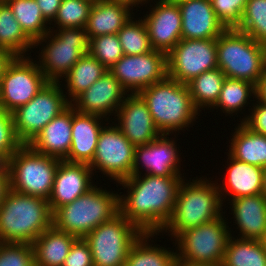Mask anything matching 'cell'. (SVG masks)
<instances>
[{
    "instance_id": "1",
    "label": "cell",
    "mask_w": 266,
    "mask_h": 266,
    "mask_svg": "<svg viewBox=\"0 0 266 266\" xmlns=\"http://www.w3.org/2000/svg\"><path fill=\"white\" fill-rule=\"evenodd\" d=\"M183 180L184 176L131 175L118 183L128 189L127 195L119 196L120 213L143 233H160L171 218Z\"/></svg>"
},
{
    "instance_id": "2",
    "label": "cell",
    "mask_w": 266,
    "mask_h": 266,
    "mask_svg": "<svg viewBox=\"0 0 266 266\" xmlns=\"http://www.w3.org/2000/svg\"><path fill=\"white\" fill-rule=\"evenodd\" d=\"M52 226L48 200L9 189L0 205V242L32 244Z\"/></svg>"
},
{
    "instance_id": "3",
    "label": "cell",
    "mask_w": 266,
    "mask_h": 266,
    "mask_svg": "<svg viewBox=\"0 0 266 266\" xmlns=\"http://www.w3.org/2000/svg\"><path fill=\"white\" fill-rule=\"evenodd\" d=\"M196 178L192 182L191 179L181 182L171 218L160 233L169 231V236L176 238L186 229L211 222L225 213L218 182L204 177Z\"/></svg>"
},
{
    "instance_id": "4",
    "label": "cell",
    "mask_w": 266,
    "mask_h": 266,
    "mask_svg": "<svg viewBox=\"0 0 266 266\" xmlns=\"http://www.w3.org/2000/svg\"><path fill=\"white\" fill-rule=\"evenodd\" d=\"M138 94L146 102L154 124L161 134L170 135L177 131L179 133V130L190 127L198 118L196 116L200 115L187 85L168 76Z\"/></svg>"
},
{
    "instance_id": "5",
    "label": "cell",
    "mask_w": 266,
    "mask_h": 266,
    "mask_svg": "<svg viewBox=\"0 0 266 266\" xmlns=\"http://www.w3.org/2000/svg\"><path fill=\"white\" fill-rule=\"evenodd\" d=\"M119 196L95 185L73 202L58 208L53 213V226L77 238H84L120 212Z\"/></svg>"
},
{
    "instance_id": "6",
    "label": "cell",
    "mask_w": 266,
    "mask_h": 266,
    "mask_svg": "<svg viewBox=\"0 0 266 266\" xmlns=\"http://www.w3.org/2000/svg\"><path fill=\"white\" fill-rule=\"evenodd\" d=\"M217 64L226 77L258 83L264 74L263 44L236 28L217 37Z\"/></svg>"
},
{
    "instance_id": "7",
    "label": "cell",
    "mask_w": 266,
    "mask_h": 266,
    "mask_svg": "<svg viewBox=\"0 0 266 266\" xmlns=\"http://www.w3.org/2000/svg\"><path fill=\"white\" fill-rule=\"evenodd\" d=\"M50 28L53 29L34 42V47L42 44L41 49L43 48L37 63L49 82L62 83L60 80L88 53L89 39L82 28Z\"/></svg>"
},
{
    "instance_id": "8",
    "label": "cell",
    "mask_w": 266,
    "mask_h": 266,
    "mask_svg": "<svg viewBox=\"0 0 266 266\" xmlns=\"http://www.w3.org/2000/svg\"><path fill=\"white\" fill-rule=\"evenodd\" d=\"M60 159L36 152L23 144L9 158L10 189L48 200Z\"/></svg>"
},
{
    "instance_id": "9",
    "label": "cell",
    "mask_w": 266,
    "mask_h": 266,
    "mask_svg": "<svg viewBox=\"0 0 266 266\" xmlns=\"http://www.w3.org/2000/svg\"><path fill=\"white\" fill-rule=\"evenodd\" d=\"M224 218L222 215L211 222L181 232L174 240L178 246L177 261L213 266L221 264L232 235Z\"/></svg>"
},
{
    "instance_id": "10",
    "label": "cell",
    "mask_w": 266,
    "mask_h": 266,
    "mask_svg": "<svg viewBox=\"0 0 266 266\" xmlns=\"http://www.w3.org/2000/svg\"><path fill=\"white\" fill-rule=\"evenodd\" d=\"M142 234L119 212L84 239L90 246L94 266H125L130 248Z\"/></svg>"
},
{
    "instance_id": "11",
    "label": "cell",
    "mask_w": 266,
    "mask_h": 266,
    "mask_svg": "<svg viewBox=\"0 0 266 266\" xmlns=\"http://www.w3.org/2000/svg\"><path fill=\"white\" fill-rule=\"evenodd\" d=\"M60 82H48L28 103L12 112L14 129L22 144H29L37 134L71 103Z\"/></svg>"
},
{
    "instance_id": "12",
    "label": "cell",
    "mask_w": 266,
    "mask_h": 266,
    "mask_svg": "<svg viewBox=\"0 0 266 266\" xmlns=\"http://www.w3.org/2000/svg\"><path fill=\"white\" fill-rule=\"evenodd\" d=\"M48 82L30 56H16L0 82V107L14 112L28 103Z\"/></svg>"
},
{
    "instance_id": "13",
    "label": "cell",
    "mask_w": 266,
    "mask_h": 266,
    "mask_svg": "<svg viewBox=\"0 0 266 266\" xmlns=\"http://www.w3.org/2000/svg\"><path fill=\"white\" fill-rule=\"evenodd\" d=\"M216 68L217 38L181 39L167 54V75L182 84Z\"/></svg>"
},
{
    "instance_id": "14",
    "label": "cell",
    "mask_w": 266,
    "mask_h": 266,
    "mask_svg": "<svg viewBox=\"0 0 266 266\" xmlns=\"http://www.w3.org/2000/svg\"><path fill=\"white\" fill-rule=\"evenodd\" d=\"M135 147L116 123L114 126L104 125L98 137L94 158L89 166L93 173L99 170L109 179L119 183L132 175Z\"/></svg>"
},
{
    "instance_id": "15",
    "label": "cell",
    "mask_w": 266,
    "mask_h": 266,
    "mask_svg": "<svg viewBox=\"0 0 266 266\" xmlns=\"http://www.w3.org/2000/svg\"><path fill=\"white\" fill-rule=\"evenodd\" d=\"M108 71L129 94H137L168 76L167 54L153 49L140 55H124Z\"/></svg>"
},
{
    "instance_id": "16",
    "label": "cell",
    "mask_w": 266,
    "mask_h": 266,
    "mask_svg": "<svg viewBox=\"0 0 266 266\" xmlns=\"http://www.w3.org/2000/svg\"><path fill=\"white\" fill-rule=\"evenodd\" d=\"M168 136L169 134H161L152 142L135 147L132 175H141L140 169L143 167L146 171L144 174L147 175L182 176L179 166L182 160L179 157L177 140Z\"/></svg>"
},
{
    "instance_id": "17",
    "label": "cell",
    "mask_w": 266,
    "mask_h": 266,
    "mask_svg": "<svg viewBox=\"0 0 266 266\" xmlns=\"http://www.w3.org/2000/svg\"><path fill=\"white\" fill-rule=\"evenodd\" d=\"M143 17L152 49L168 54L182 39V15L175 0H158Z\"/></svg>"
},
{
    "instance_id": "18",
    "label": "cell",
    "mask_w": 266,
    "mask_h": 266,
    "mask_svg": "<svg viewBox=\"0 0 266 266\" xmlns=\"http://www.w3.org/2000/svg\"><path fill=\"white\" fill-rule=\"evenodd\" d=\"M127 93L119 81L107 71L80 94L71 105L77 112L99 115L106 118L104 121H108V119L110 120L109 116L113 114L116 116L118 108L126 98L125 95H128Z\"/></svg>"
},
{
    "instance_id": "19",
    "label": "cell",
    "mask_w": 266,
    "mask_h": 266,
    "mask_svg": "<svg viewBox=\"0 0 266 266\" xmlns=\"http://www.w3.org/2000/svg\"><path fill=\"white\" fill-rule=\"evenodd\" d=\"M116 114V125L135 146L152 142L161 135L146 102L138 93L126 95Z\"/></svg>"
},
{
    "instance_id": "20",
    "label": "cell",
    "mask_w": 266,
    "mask_h": 266,
    "mask_svg": "<svg viewBox=\"0 0 266 266\" xmlns=\"http://www.w3.org/2000/svg\"><path fill=\"white\" fill-rule=\"evenodd\" d=\"M93 174L88 164L60 160L48 199L52 213L93 188Z\"/></svg>"
},
{
    "instance_id": "21",
    "label": "cell",
    "mask_w": 266,
    "mask_h": 266,
    "mask_svg": "<svg viewBox=\"0 0 266 266\" xmlns=\"http://www.w3.org/2000/svg\"><path fill=\"white\" fill-rule=\"evenodd\" d=\"M182 15V39L217 38L226 28L218 20L211 0H175Z\"/></svg>"
},
{
    "instance_id": "22",
    "label": "cell",
    "mask_w": 266,
    "mask_h": 266,
    "mask_svg": "<svg viewBox=\"0 0 266 266\" xmlns=\"http://www.w3.org/2000/svg\"><path fill=\"white\" fill-rule=\"evenodd\" d=\"M103 119L99 115L77 112L72 106V141L65 161L88 165L92 162Z\"/></svg>"
},
{
    "instance_id": "23",
    "label": "cell",
    "mask_w": 266,
    "mask_h": 266,
    "mask_svg": "<svg viewBox=\"0 0 266 266\" xmlns=\"http://www.w3.org/2000/svg\"><path fill=\"white\" fill-rule=\"evenodd\" d=\"M227 156V163H229L226 164L228 165L226 169L227 178H224V182L222 180V185L221 183L217 185L222 203L225 202L226 196L230 197V199L228 198L229 201L235 198L261 194L264 169L235 160L229 154Z\"/></svg>"
},
{
    "instance_id": "24",
    "label": "cell",
    "mask_w": 266,
    "mask_h": 266,
    "mask_svg": "<svg viewBox=\"0 0 266 266\" xmlns=\"http://www.w3.org/2000/svg\"><path fill=\"white\" fill-rule=\"evenodd\" d=\"M72 105L54 117L28 144L36 152L64 160L71 148Z\"/></svg>"
},
{
    "instance_id": "25",
    "label": "cell",
    "mask_w": 266,
    "mask_h": 266,
    "mask_svg": "<svg viewBox=\"0 0 266 266\" xmlns=\"http://www.w3.org/2000/svg\"><path fill=\"white\" fill-rule=\"evenodd\" d=\"M229 203L235 219L233 223L240 230L237 238L262 241L266 234V197L261 193L235 198Z\"/></svg>"
},
{
    "instance_id": "26",
    "label": "cell",
    "mask_w": 266,
    "mask_h": 266,
    "mask_svg": "<svg viewBox=\"0 0 266 266\" xmlns=\"http://www.w3.org/2000/svg\"><path fill=\"white\" fill-rule=\"evenodd\" d=\"M132 12L129 7L123 4L108 0L95 1L84 28L88 39L100 35L117 34L132 17L134 14Z\"/></svg>"
},
{
    "instance_id": "27",
    "label": "cell",
    "mask_w": 266,
    "mask_h": 266,
    "mask_svg": "<svg viewBox=\"0 0 266 266\" xmlns=\"http://www.w3.org/2000/svg\"><path fill=\"white\" fill-rule=\"evenodd\" d=\"M76 236L57 230L46 229L33 243L35 266H63Z\"/></svg>"
},
{
    "instance_id": "28",
    "label": "cell",
    "mask_w": 266,
    "mask_h": 266,
    "mask_svg": "<svg viewBox=\"0 0 266 266\" xmlns=\"http://www.w3.org/2000/svg\"><path fill=\"white\" fill-rule=\"evenodd\" d=\"M233 132L229 154L240 162L266 167V136L249 129L242 121Z\"/></svg>"
},
{
    "instance_id": "29",
    "label": "cell",
    "mask_w": 266,
    "mask_h": 266,
    "mask_svg": "<svg viewBox=\"0 0 266 266\" xmlns=\"http://www.w3.org/2000/svg\"><path fill=\"white\" fill-rule=\"evenodd\" d=\"M108 69L89 53L81 59L64 76L67 83L64 92L68 94V101L72 103L80 94L87 90L94 82L100 79Z\"/></svg>"
},
{
    "instance_id": "30",
    "label": "cell",
    "mask_w": 266,
    "mask_h": 266,
    "mask_svg": "<svg viewBox=\"0 0 266 266\" xmlns=\"http://www.w3.org/2000/svg\"><path fill=\"white\" fill-rule=\"evenodd\" d=\"M155 235L159 236V233H143L138 238L130 248L125 266H174L177 260L176 251L172 252V249L170 251L158 244H149Z\"/></svg>"
},
{
    "instance_id": "31",
    "label": "cell",
    "mask_w": 266,
    "mask_h": 266,
    "mask_svg": "<svg viewBox=\"0 0 266 266\" xmlns=\"http://www.w3.org/2000/svg\"><path fill=\"white\" fill-rule=\"evenodd\" d=\"M34 48V41L23 31L9 5L0 0V49L15 56H26Z\"/></svg>"
},
{
    "instance_id": "32",
    "label": "cell",
    "mask_w": 266,
    "mask_h": 266,
    "mask_svg": "<svg viewBox=\"0 0 266 266\" xmlns=\"http://www.w3.org/2000/svg\"><path fill=\"white\" fill-rule=\"evenodd\" d=\"M225 266H266V249L262 241L230 236L222 262Z\"/></svg>"
},
{
    "instance_id": "33",
    "label": "cell",
    "mask_w": 266,
    "mask_h": 266,
    "mask_svg": "<svg viewBox=\"0 0 266 266\" xmlns=\"http://www.w3.org/2000/svg\"><path fill=\"white\" fill-rule=\"evenodd\" d=\"M225 78L223 71L216 68L203 72L186 84L199 112L200 108L205 111V108H212L216 104Z\"/></svg>"
},
{
    "instance_id": "34",
    "label": "cell",
    "mask_w": 266,
    "mask_h": 266,
    "mask_svg": "<svg viewBox=\"0 0 266 266\" xmlns=\"http://www.w3.org/2000/svg\"><path fill=\"white\" fill-rule=\"evenodd\" d=\"M253 97V100L250 98ZM255 85L238 79H232L226 77L223 81L221 92L218 100L213 108H220L223 113L233 116V113L237 115L238 111L242 112L250 101H255ZM244 107V108H243Z\"/></svg>"
},
{
    "instance_id": "35",
    "label": "cell",
    "mask_w": 266,
    "mask_h": 266,
    "mask_svg": "<svg viewBox=\"0 0 266 266\" xmlns=\"http://www.w3.org/2000/svg\"><path fill=\"white\" fill-rule=\"evenodd\" d=\"M23 31L35 42L50 32L36 0H4ZM47 24V25H46Z\"/></svg>"
},
{
    "instance_id": "36",
    "label": "cell",
    "mask_w": 266,
    "mask_h": 266,
    "mask_svg": "<svg viewBox=\"0 0 266 266\" xmlns=\"http://www.w3.org/2000/svg\"><path fill=\"white\" fill-rule=\"evenodd\" d=\"M133 19L136 20L134 15L117 33L124 55H140L152 51L144 20Z\"/></svg>"
},
{
    "instance_id": "37",
    "label": "cell",
    "mask_w": 266,
    "mask_h": 266,
    "mask_svg": "<svg viewBox=\"0 0 266 266\" xmlns=\"http://www.w3.org/2000/svg\"><path fill=\"white\" fill-rule=\"evenodd\" d=\"M236 29L258 43H266V0H248Z\"/></svg>"
},
{
    "instance_id": "38",
    "label": "cell",
    "mask_w": 266,
    "mask_h": 266,
    "mask_svg": "<svg viewBox=\"0 0 266 266\" xmlns=\"http://www.w3.org/2000/svg\"><path fill=\"white\" fill-rule=\"evenodd\" d=\"M91 0H62L55 19L52 21L59 28L84 29L93 6Z\"/></svg>"
},
{
    "instance_id": "39",
    "label": "cell",
    "mask_w": 266,
    "mask_h": 266,
    "mask_svg": "<svg viewBox=\"0 0 266 266\" xmlns=\"http://www.w3.org/2000/svg\"><path fill=\"white\" fill-rule=\"evenodd\" d=\"M88 53L107 69L124 56L117 34L100 35L89 40Z\"/></svg>"
},
{
    "instance_id": "40",
    "label": "cell",
    "mask_w": 266,
    "mask_h": 266,
    "mask_svg": "<svg viewBox=\"0 0 266 266\" xmlns=\"http://www.w3.org/2000/svg\"><path fill=\"white\" fill-rule=\"evenodd\" d=\"M0 266H35L32 244L0 242Z\"/></svg>"
},
{
    "instance_id": "41",
    "label": "cell",
    "mask_w": 266,
    "mask_h": 266,
    "mask_svg": "<svg viewBox=\"0 0 266 266\" xmlns=\"http://www.w3.org/2000/svg\"><path fill=\"white\" fill-rule=\"evenodd\" d=\"M248 0H211L218 20L226 29L237 28Z\"/></svg>"
},
{
    "instance_id": "42",
    "label": "cell",
    "mask_w": 266,
    "mask_h": 266,
    "mask_svg": "<svg viewBox=\"0 0 266 266\" xmlns=\"http://www.w3.org/2000/svg\"><path fill=\"white\" fill-rule=\"evenodd\" d=\"M22 145L15 133L12 113L0 107V153L9 159Z\"/></svg>"
},
{
    "instance_id": "43",
    "label": "cell",
    "mask_w": 266,
    "mask_h": 266,
    "mask_svg": "<svg viewBox=\"0 0 266 266\" xmlns=\"http://www.w3.org/2000/svg\"><path fill=\"white\" fill-rule=\"evenodd\" d=\"M63 266H94L90 246L84 238L74 241Z\"/></svg>"
},
{
    "instance_id": "44",
    "label": "cell",
    "mask_w": 266,
    "mask_h": 266,
    "mask_svg": "<svg viewBox=\"0 0 266 266\" xmlns=\"http://www.w3.org/2000/svg\"><path fill=\"white\" fill-rule=\"evenodd\" d=\"M248 109L250 114L244 116L242 122L252 131L266 136V105L256 101Z\"/></svg>"
},
{
    "instance_id": "45",
    "label": "cell",
    "mask_w": 266,
    "mask_h": 266,
    "mask_svg": "<svg viewBox=\"0 0 266 266\" xmlns=\"http://www.w3.org/2000/svg\"><path fill=\"white\" fill-rule=\"evenodd\" d=\"M41 9L42 16L51 25L55 19L57 11L62 3V0H36Z\"/></svg>"
},
{
    "instance_id": "46",
    "label": "cell",
    "mask_w": 266,
    "mask_h": 266,
    "mask_svg": "<svg viewBox=\"0 0 266 266\" xmlns=\"http://www.w3.org/2000/svg\"><path fill=\"white\" fill-rule=\"evenodd\" d=\"M255 100L266 105V72L260 77L255 86Z\"/></svg>"
},
{
    "instance_id": "47",
    "label": "cell",
    "mask_w": 266,
    "mask_h": 266,
    "mask_svg": "<svg viewBox=\"0 0 266 266\" xmlns=\"http://www.w3.org/2000/svg\"><path fill=\"white\" fill-rule=\"evenodd\" d=\"M16 56L5 49H0V82L5 74L8 65Z\"/></svg>"
},
{
    "instance_id": "48",
    "label": "cell",
    "mask_w": 266,
    "mask_h": 266,
    "mask_svg": "<svg viewBox=\"0 0 266 266\" xmlns=\"http://www.w3.org/2000/svg\"><path fill=\"white\" fill-rule=\"evenodd\" d=\"M10 189L9 174H0V205Z\"/></svg>"
},
{
    "instance_id": "49",
    "label": "cell",
    "mask_w": 266,
    "mask_h": 266,
    "mask_svg": "<svg viewBox=\"0 0 266 266\" xmlns=\"http://www.w3.org/2000/svg\"><path fill=\"white\" fill-rule=\"evenodd\" d=\"M108 1L116 2L118 4H123V5L127 6V7H129L133 11L134 7H137L139 4L141 6H142V4L145 5V3H149L148 1H150V0H108Z\"/></svg>"
},
{
    "instance_id": "50",
    "label": "cell",
    "mask_w": 266,
    "mask_h": 266,
    "mask_svg": "<svg viewBox=\"0 0 266 266\" xmlns=\"http://www.w3.org/2000/svg\"><path fill=\"white\" fill-rule=\"evenodd\" d=\"M9 159L2 153H0V174H9Z\"/></svg>"
},
{
    "instance_id": "51",
    "label": "cell",
    "mask_w": 266,
    "mask_h": 266,
    "mask_svg": "<svg viewBox=\"0 0 266 266\" xmlns=\"http://www.w3.org/2000/svg\"><path fill=\"white\" fill-rule=\"evenodd\" d=\"M262 194L266 197V167L264 168L263 171Z\"/></svg>"
},
{
    "instance_id": "52",
    "label": "cell",
    "mask_w": 266,
    "mask_h": 266,
    "mask_svg": "<svg viewBox=\"0 0 266 266\" xmlns=\"http://www.w3.org/2000/svg\"><path fill=\"white\" fill-rule=\"evenodd\" d=\"M174 266H213V265L188 264V263L176 260Z\"/></svg>"
},
{
    "instance_id": "53",
    "label": "cell",
    "mask_w": 266,
    "mask_h": 266,
    "mask_svg": "<svg viewBox=\"0 0 266 266\" xmlns=\"http://www.w3.org/2000/svg\"><path fill=\"white\" fill-rule=\"evenodd\" d=\"M264 51V71L266 72V43L263 44Z\"/></svg>"
},
{
    "instance_id": "54",
    "label": "cell",
    "mask_w": 266,
    "mask_h": 266,
    "mask_svg": "<svg viewBox=\"0 0 266 266\" xmlns=\"http://www.w3.org/2000/svg\"><path fill=\"white\" fill-rule=\"evenodd\" d=\"M262 242H263L264 247H265V249H266V234H265V237L263 238Z\"/></svg>"
}]
</instances>
